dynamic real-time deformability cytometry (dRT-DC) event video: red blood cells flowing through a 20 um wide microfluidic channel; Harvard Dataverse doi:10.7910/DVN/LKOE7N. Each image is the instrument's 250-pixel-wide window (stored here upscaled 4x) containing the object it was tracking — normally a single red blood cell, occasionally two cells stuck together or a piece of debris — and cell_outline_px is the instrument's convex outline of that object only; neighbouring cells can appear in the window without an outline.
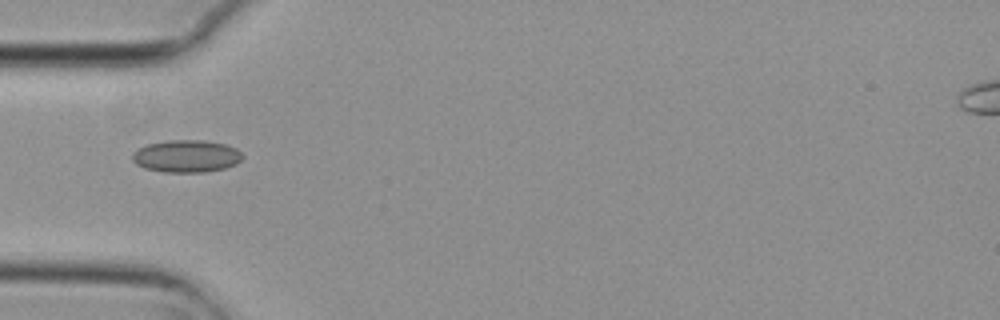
{"species": "common noctule bat (a hibernating species)", "species_latin": "Nyctalus noctula", "temperature_condition": "cold", "stored_images_in_passage": 7, "camera_frame_rate_fps": 3000, "um_per_image_px": 0.085, "animal": {"sex": "female", "body_mass_g": 29.2, "forearm_length_mm": 56.3}, "frame": {"image": 1, "passage_image": 5, "time_ms": 1.333, "image_size_px": [1000, 320], "cell_outline_px": [[244, 156], [236, 164], [224, 168], [204, 172], [164, 172], [144, 168], [136, 164], [132, 160], [132, 152], [136, 148], [148, 144], [168, 140], [204, 140], [224, 144], [236, 148]], "centroid_in_image_um": [15.81, 13.27], "position_along_channel_um": 69.2, "area_um2": 20.87}}
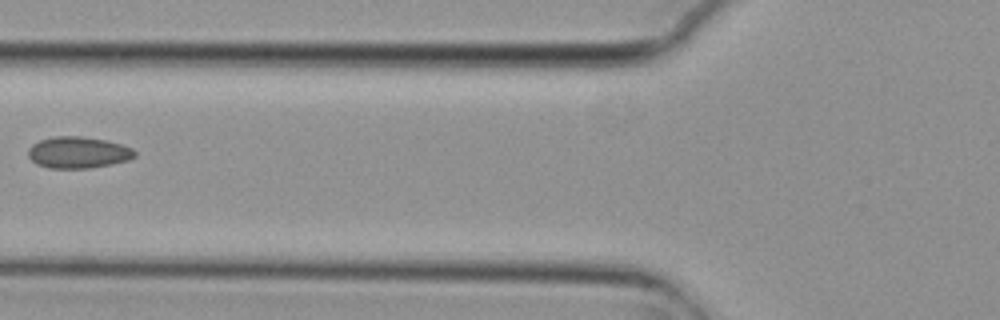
{"frame": {"image": 2, "passage_image": 6, "time_ms": 1.667, "image_size_px": [1000, 320], "cell_outline_px": [[136, 156], [128, 160], [88, 168], [48, 168], [36, 164], [28, 156], [28, 148], [32, 144], [40, 140], [56, 136], [80, 136], [104, 140], [120, 144], [132, 148], [136, 152]], "centroid_in_image_um": [6.61, 12.96], "position_along_channel_um": 119.2, "area_um2": 19.42}}
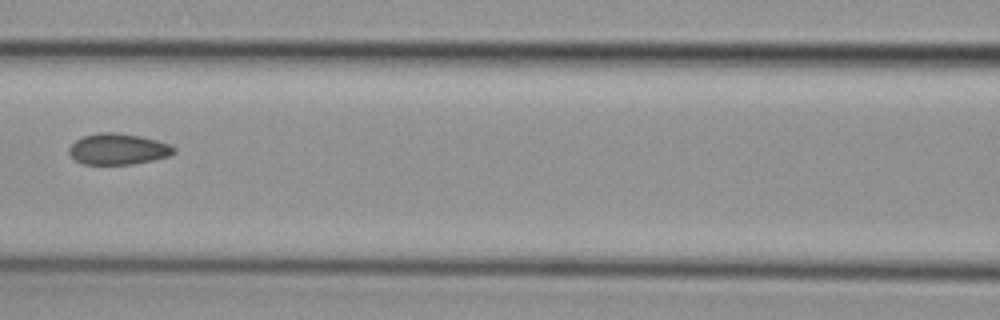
{"frame": {"image": 3, "passage_image": 7, "time_ms": 2.0, "image_size_px": [1000, 320], "cell_outline_px": [[176, 152], [168, 156], [152, 160], [132, 164], [84, 164], [76, 160], [68, 152], [68, 148], [76, 140], [84, 136], [100, 132], [116, 132], [140, 136], [172, 144], [176, 148]], "centroid_in_image_um": [10.06, 12.66], "position_along_channel_um": 156.5, "area_um2": 18.96}}